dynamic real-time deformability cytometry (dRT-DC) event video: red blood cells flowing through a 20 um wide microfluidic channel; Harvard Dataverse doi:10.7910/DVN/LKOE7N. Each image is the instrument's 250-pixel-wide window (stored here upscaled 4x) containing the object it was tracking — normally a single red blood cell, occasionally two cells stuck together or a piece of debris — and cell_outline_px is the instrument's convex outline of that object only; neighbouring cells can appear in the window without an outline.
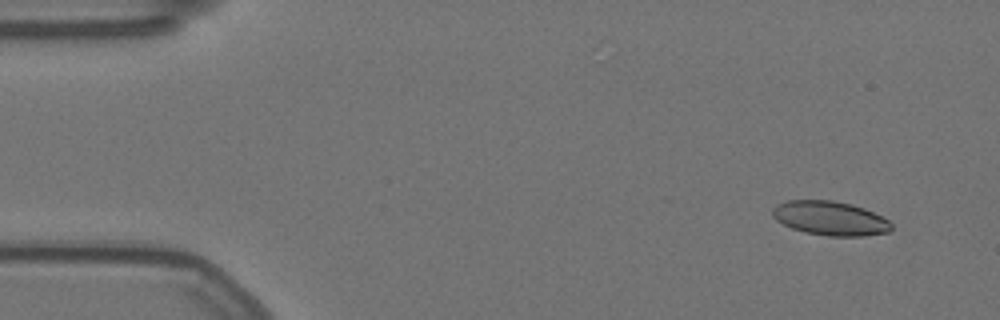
{"species": "Egyptian fruit bat (a non-hibernating species)", "species_latin": "Rousettus aegyptiacus", "temperature_condition": "warm", "stored_images_in_passage": 54, "camera_frame_rate_fps": 3000, "um_per_image_px": 0.085, "animal": {"sex": "female"}, "frame": {"image": 1, "passage_image": 4, "time_ms": 1.0, "image_size_px": [1000, 320], "cell_outline_px": [[892, 228], [888, 232], [864, 236], [828, 236], [804, 232], [792, 228], [776, 220], [772, 216], [772, 208], [776, 204], [788, 200], [832, 200], [852, 204], [864, 208], [888, 220], [892, 224]], "centroid_in_image_um": [70.54, 18.55], "position_along_channel_um": 14.5, "area_um2": 23.7}}
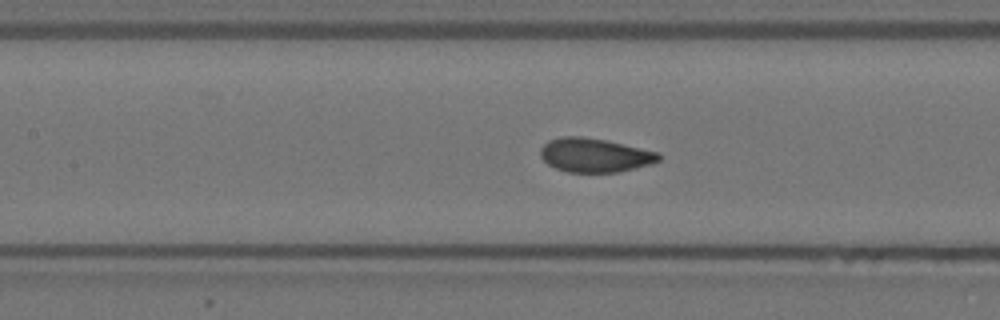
{"frame": {"image": 2, "passage_image": 25, "time_ms": 8.0, "image_size_px": [1000, 320], "cell_outline_px": [[660, 160], [636, 168], [620, 172], [568, 172], [556, 168], [548, 164], [540, 156], [540, 148], [548, 140], [560, 136], [580, 136], [608, 140], [660, 152]], "centroid_in_image_um": [50.55, 13.17], "position_along_channel_um": 156.9, "area_um2": 23.58}}
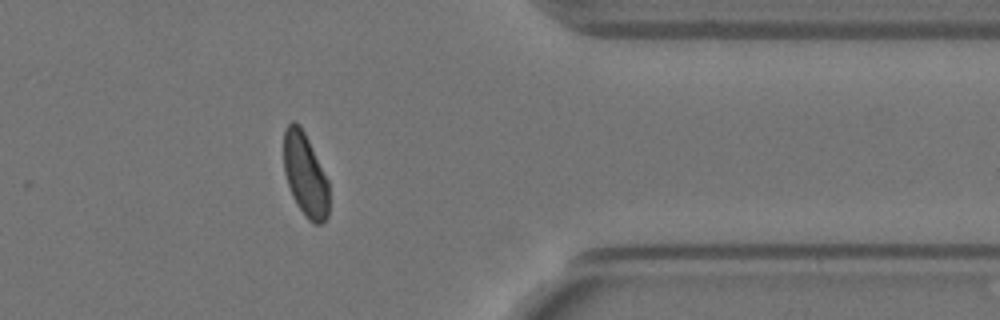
{"frame": {"image": 3, "passage_image": 46, "time_ms": 15.0, "image_size_px": [1000, 320], "cell_outline_px": [[328, 216], [324, 224], [316, 224], [308, 220], [304, 216], [296, 204], [292, 196], [284, 172], [284, 128], [292, 120], [296, 120], [300, 124], [328, 180]], "centroid_in_image_um": [25.93, 14.87], "position_along_channel_um": 385.5, "area_um2": 22.08}, "authors_computed_cell_mechanics": {"area_um2": 23.5535, "velocity_mm_per_s": 3.5141, "shape_relaxation_time_tau1_ms": 4.7325, "shape_relaxation_time_tau2_ms": null, "deformation_change_tau1": 0.1166, "deformation_change_tau2": null}}